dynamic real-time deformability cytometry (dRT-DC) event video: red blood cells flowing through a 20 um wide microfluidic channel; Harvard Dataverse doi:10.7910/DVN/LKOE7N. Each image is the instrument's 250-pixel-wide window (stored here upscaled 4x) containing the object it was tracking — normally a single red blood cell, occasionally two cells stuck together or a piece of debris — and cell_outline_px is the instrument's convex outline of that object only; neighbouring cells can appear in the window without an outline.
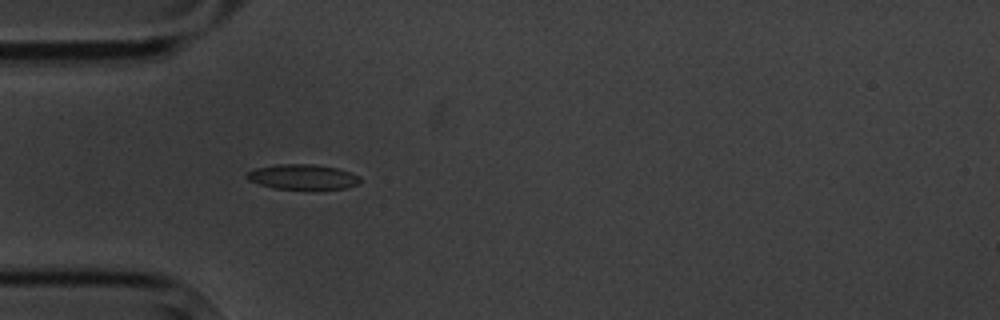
{"species": "common noctule bat (a hibernating species)", "species_latin": "Nyctalus noctula", "temperature_condition": "cold", "stored_images_in_passage": 4, "camera_frame_rate_fps": 3000, "um_per_image_px": 0.085, "animal": {"sex": "male", "body_mass_g": 20.1, "forearm_length_mm": 53.5}, "frame": {"image": 1, "passage_image": 4, "time_ms": 3.667, "image_size_px": [1000, 320], "cell_outline_px": [[360, 184], [344, 188], [276, 188], [260, 184], [248, 180], [244, 176], [248, 172], [256, 168], [276, 164], [312, 164], [336, 168], [360, 176]], "centroid_in_image_um": [25.71, 15.02], "position_along_channel_um": 59.3, "area_um2": 16.18}}